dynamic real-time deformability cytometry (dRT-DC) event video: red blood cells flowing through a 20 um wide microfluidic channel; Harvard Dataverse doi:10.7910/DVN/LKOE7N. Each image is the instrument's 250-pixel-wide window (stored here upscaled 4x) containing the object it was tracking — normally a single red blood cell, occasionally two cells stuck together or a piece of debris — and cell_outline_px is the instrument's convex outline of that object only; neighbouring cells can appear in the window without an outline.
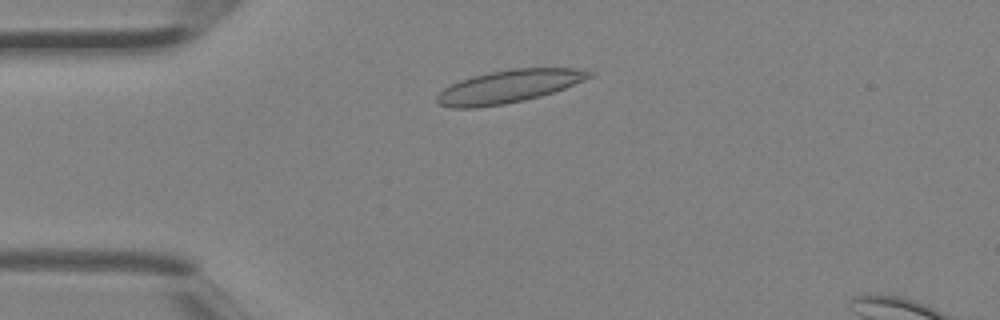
{"species": "Egyptian fruit bat (a non-hibernating species)", "species_latin": "Rousettus aegyptiacus", "temperature_condition": "room temperature", "stored_images_in_passage": 3, "camera_frame_rate_fps": 3000, "um_per_image_px": 0.085, "animal": {"sex": "female"}, "frame": {"image": 1, "passage_image": 2, "time_ms": 0.333, "image_size_px": [1000, 320], "cell_outline_px": [[596, 72], [592, 76], [584, 80], [564, 88], [540, 96], [524, 100], [504, 104], [476, 108], [452, 108], [440, 104], [436, 100], [436, 96], [444, 88], [460, 80], [472, 76], [488, 72], [512, 68], [576, 68]], "centroid_in_image_um": [43.24, 7.34], "position_along_channel_um": 41.8, "area_um2": 29.07}}